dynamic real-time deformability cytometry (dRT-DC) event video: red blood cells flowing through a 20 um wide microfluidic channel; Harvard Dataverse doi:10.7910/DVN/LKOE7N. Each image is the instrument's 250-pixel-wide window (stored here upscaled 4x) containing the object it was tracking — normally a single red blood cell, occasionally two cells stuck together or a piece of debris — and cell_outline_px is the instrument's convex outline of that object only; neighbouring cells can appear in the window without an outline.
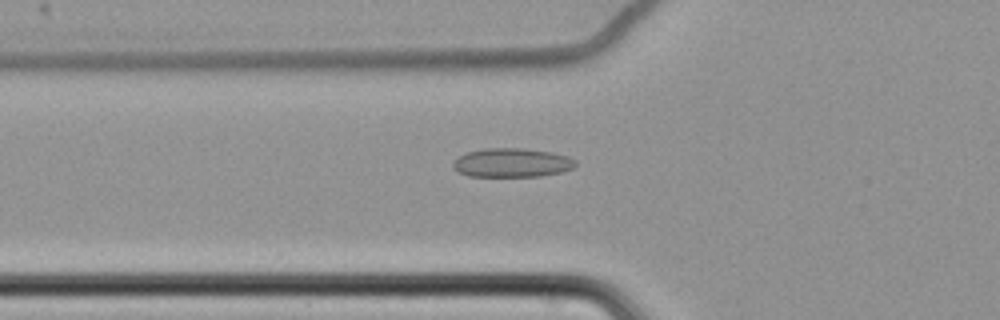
{"species": "common noctule bat (a hibernating species)", "species_latin": "Nyctalus noctula", "temperature_condition": "cold", "stored_images_in_passage": 49, "camera_frame_rate_fps": 3000, "um_per_image_px": 0.085, "animal": {"sex": "female", "body_mass_g": 22.7, "forearm_length_mm": 54.2}, "frame": {"image": 1, "passage_image": 11, "time_ms": 3.333, "image_size_px": [1000, 320], "cell_outline_px": [[576, 164], [572, 168], [564, 172], [540, 176], [468, 176], [456, 172], [452, 168], [452, 164], [460, 156], [468, 152], [484, 148], [524, 148], [552, 152], [568, 156], [576, 160]], "centroid_in_image_um": [43.52, 13.83], "position_along_channel_um": 82.3, "area_um2": 20.81}}
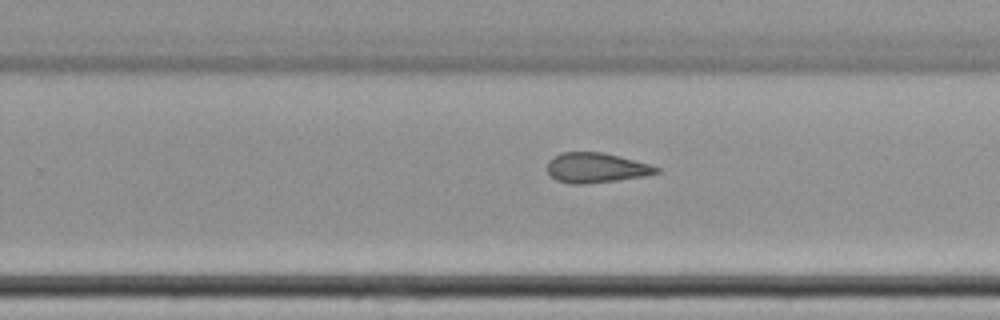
{"frame": {"image": 2, "passage_image": 28, "time_ms": 9.0, "image_size_px": [1000, 320], "cell_outline_px": [[660, 172], [648, 176], [584, 184], [572, 184], [556, 180], [548, 172], [548, 160], [564, 152], [604, 152], [620, 156], [648, 164], [660, 168]], "centroid_in_image_um": [50.7, 14.26], "position_along_channel_um": 279.1, "area_um2": 18.96}}
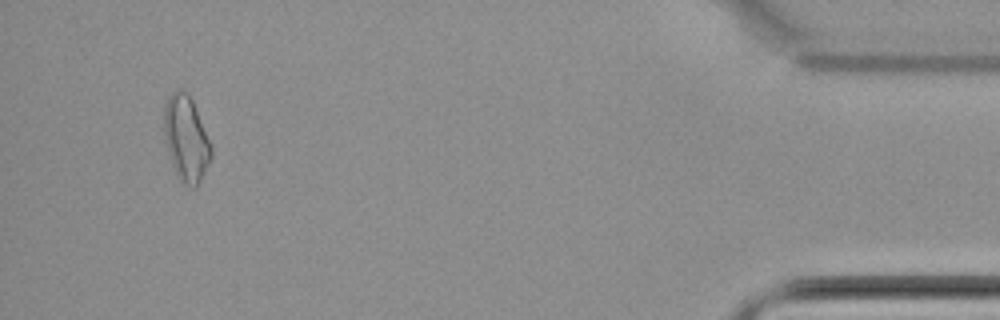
{"frame": {"image": 3, "passage_image": 46, "time_ms": 15.0, "image_size_px": [1000, 320], "cell_outline_px": [[212, 156], [196, 188], [192, 188], [184, 184], [180, 180], [172, 164], [168, 152], [164, 136], [164, 104], [168, 96], [176, 88], [188, 92], [192, 100], [212, 144]], "centroid_in_image_um": [15.82, 11.75], "position_along_channel_um": 419.4, "area_um2": 23.58}, "authors_computed_cell_mechanics": {"area_um2": 19.8254, "velocity_mm_per_s": 3.4786, "shape_relaxation_time_tau1_ms": null, "shape_relaxation_time_tau2_ms": 2.8803, "deformation_change_tau1": null, "deformation_change_tau2": 0.0798}}